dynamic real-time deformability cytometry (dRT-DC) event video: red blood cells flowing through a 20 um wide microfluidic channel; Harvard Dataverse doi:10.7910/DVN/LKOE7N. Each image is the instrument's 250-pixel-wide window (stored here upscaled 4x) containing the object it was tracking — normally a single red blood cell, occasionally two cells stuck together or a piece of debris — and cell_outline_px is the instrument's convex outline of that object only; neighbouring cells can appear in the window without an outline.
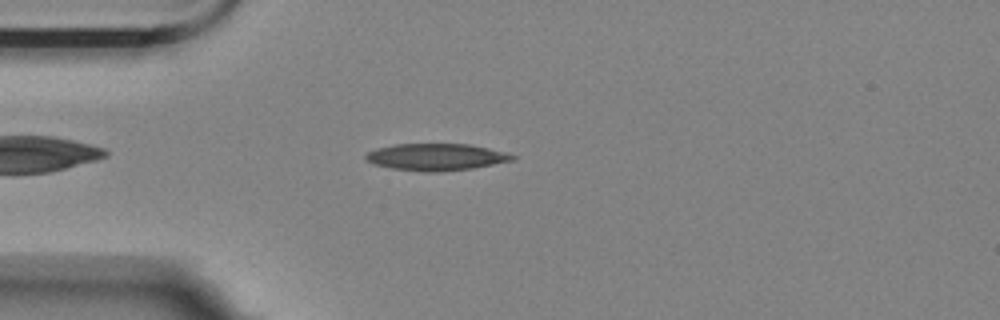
{"species": "Egyptian fruit bat (a non-hibernating species)", "species_latin": "Rousettus aegyptiacus", "temperature_condition": "room temperature", "stored_images_in_passage": 47, "camera_frame_rate_fps": 3000, "um_per_image_px": 0.085, "animal": {"sex": "female"}, "frame": {"image": 1, "passage_image": 6, "time_ms": 1.667, "image_size_px": [1000, 320], "cell_outline_px": [[516, 160], [472, 168], [440, 172], [424, 172], [392, 168], [372, 164], [364, 156], [368, 152], [376, 148], [396, 144], [468, 144], [488, 148], [504, 152], [516, 156]], "centroid_in_image_um": [37.07, 13.35], "position_along_channel_um": 47.9, "area_um2": 22.95}}
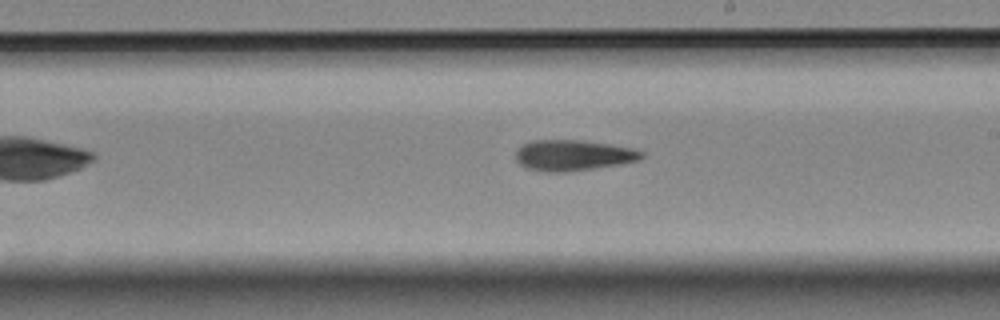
{"frame": {"image": 2, "passage_image": 23, "time_ms": 7.333, "image_size_px": [1000, 320], "cell_outline_px": [[644, 156], [640, 160], [568, 172], [544, 172], [528, 168], [520, 164], [516, 160], [516, 148], [532, 140], [580, 140], [608, 144], [632, 148], [644, 152]], "centroid_in_image_um": [48.68, 13.2], "position_along_channel_um": 240.3, "area_um2": 22.43}}
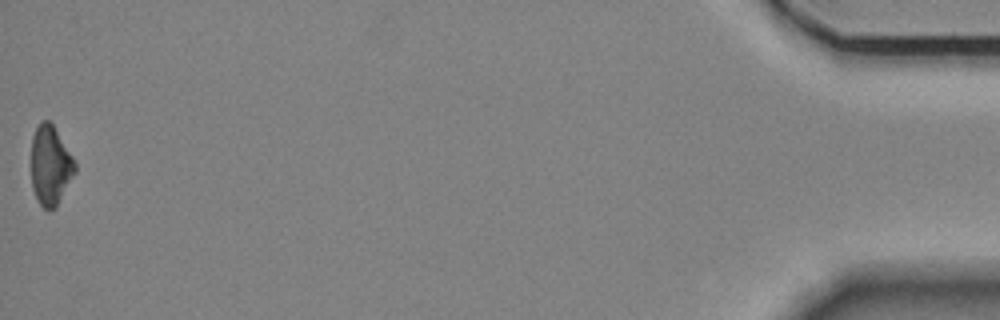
{"frame": {"image": 3, "passage_image": 47, "time_ms": 15.333, "image_size_px": [1000, 320], "cell_outline_px": [[76, 172], [56, 208], [48, 212], [36, 200], [32, 188], [32, 136], [40, 120], [48, 120], [52, 124], [72, 156], [76, 164]], "centroid_in_image_um": [4.28, 14.11], "position_along_channel_um": 430.9, "area_um2": 20.35}}